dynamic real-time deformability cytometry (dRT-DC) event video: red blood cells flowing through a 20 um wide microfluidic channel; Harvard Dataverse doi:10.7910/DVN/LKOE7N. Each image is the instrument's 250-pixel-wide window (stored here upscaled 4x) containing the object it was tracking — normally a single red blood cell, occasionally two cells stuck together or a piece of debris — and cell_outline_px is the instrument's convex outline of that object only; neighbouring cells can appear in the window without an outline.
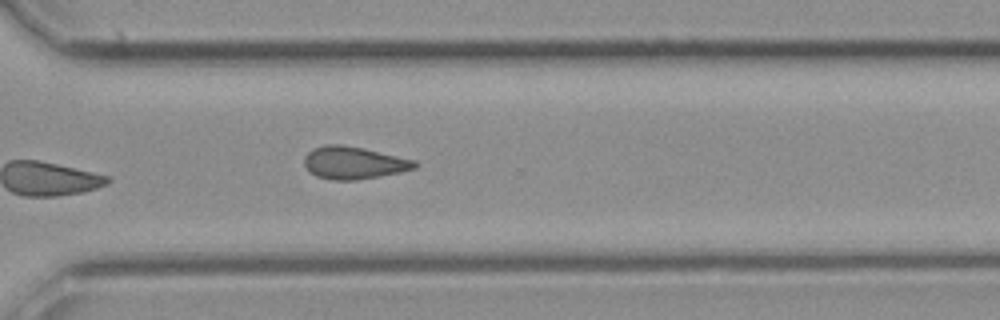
{"species": "common noctule bat (a hibernating species)", "species_latin": "Nyctalus noctula", "temperature_condition": "cold", "stored_images_in_passage": 21, "camera_frame_rate_fps": 3000, "um_per_image_px": 0.085, "animal": {"sex": "female", "body_mass_g": 21.9}, "frame": {"image": 1, "passage_image": 21, "time_ms": 6.667, "image_size_px": [1000, 320], "cell_outline_px": [[420, 164], [416, 168], [400, 172], [380, 176], [356, 180], [332, 180], [316, 176], [304, 164], [304, 156], [312, 148], [324, 144], [340, 144], [364, 148], [416, 160]], "centroid_in_image_um": [30.09, 13.82], "position_along_channel_um": 340.5, "area_um2": 21.04}}